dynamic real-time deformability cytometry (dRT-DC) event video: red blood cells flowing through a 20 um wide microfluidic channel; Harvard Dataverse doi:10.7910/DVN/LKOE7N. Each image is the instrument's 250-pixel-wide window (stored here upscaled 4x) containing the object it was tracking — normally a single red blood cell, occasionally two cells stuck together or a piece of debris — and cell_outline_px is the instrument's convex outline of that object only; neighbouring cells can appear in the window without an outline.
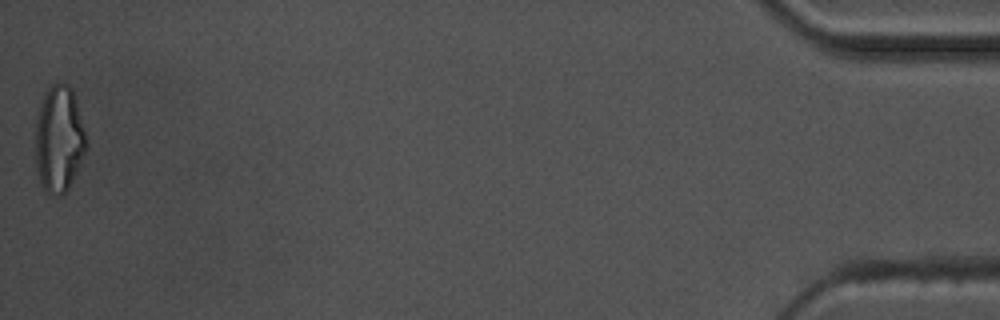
{"species": "common noctule bat (a hibernating species)", "species_latin": "Nyctalus noctula", "temperature_condition": "warm", "stored_images_in_passage": 50, "camera_frame_rate_fps": 3000, "um_per_image_px": 0.085, "animal": {"sex": "male", "body_mass_g": 17.5, "forearm_length_mm": 52.3}, "frame": {"image": 1, "passage_image": 50, "time_ms": 16.333, "image_size_px": [1000, 320], "cell_outline_px": [[88, 148], [68, 188], [60, 196], [48, 192], [40, 184], [36, 168], [36, 120], [44, 96], [48, 88], [52, 84], [60, 80], [68, 84], [72, 88], [76, 100], [84, 128], [88, 144]], "centroid_in_image_um": [5.03, 11.79], "position_along_channel_um": 430.2, "area_um2": 31.56}, "authors_computed_cell_mechanics": {"area_um2": 22.0218, "velocity_mm_per_s": 3.5932, "shape_relaxation_time_tau1_ms": 6.5144, "shape_relaxation_time_tau2_ms": 2.8998, "deformation_change_tau1": 0.2252, "deformation_change_tau2": 0.1311}}